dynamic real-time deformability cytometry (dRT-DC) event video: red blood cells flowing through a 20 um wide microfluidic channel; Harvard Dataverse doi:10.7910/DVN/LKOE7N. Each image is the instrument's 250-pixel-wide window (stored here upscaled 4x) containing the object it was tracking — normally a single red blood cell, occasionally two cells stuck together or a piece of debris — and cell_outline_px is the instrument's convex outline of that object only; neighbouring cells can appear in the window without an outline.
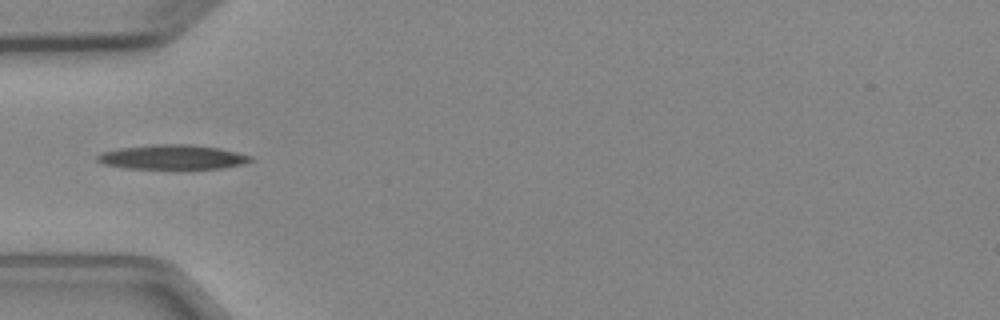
{"species": "Egyptian fruit bat (a non-hibernating species)", "species_latin": "Rousettus aegyptiacus", "temperature_condition": "cold", "stored_images_in_passage": 5, "camera_frame_rate_fps": 3000, "um_per_image_px": 0.085, "animal": {"sex": "female"}, "frame": {"image": 1, "passage_image": 5, "time_ms": 4.667, "image_size_px": [1000, 320], "cell_outline_px": [[256, 160], [244, 164], [220, 168], [124, 168], [104, 164], [96, 160], [96, 156], [104, 152], [120, 148], [152, 144], [192, 144], [220, 148], [256, 156]], "centroid_in_image_um": [14.75, 13.34], "position_along_channel_um": 70.2, "area_um2": 22.02}}